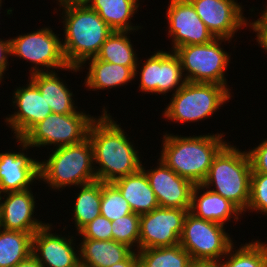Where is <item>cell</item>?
<instances>
[{
  "mask_svg": "<svg viewBox=\"0 0 267 267\" xmlns=\"http://www.w3.org/2000/svg\"><path fill=\"white\" fill-rule=\"evenodd\" d=\"M168 3L165 19L167 37L172 41L171 51L185 45L207 44L215 39L189 0H169Z\"/></svg>",
  "mask_w": 267,
  "mask_h": 267,
  "instance_id": "4fadbf2b",
  "label": "cell"
},
{
  "mask_svg": "<svg viewBox=\"0 0 267 267\" xmlns=\"http://www.w3.org/2000/svg\"><path fill=\"white\" fill-rule=\"evenodd\" d=\"M58 7L67 5L87 4L90 0H55Z\"/></svg>",
  "mask_w": 267,
  "mask_h": 267,
  "instance_id": "60d3db41",
  "label": "cell"
},
{
  "mask_svg": "<svg viewBox=\"0 0 267 267\" xmlns=\"http://www.w3.org/2000/svg\"><path fill=\"white\" fill-rule=\"evenodd\" d=\"M19 150L0 152V194L24 191L39 183V161L28 156L30 150L21 138H15ZM28 150V151H27ZM16 151V152H15ZM26 151V153H25ZM31 185V186H30Z\"/></svg>",
  "mask_w": 267,
  "mask_h": 267,
  "instance_id": "e0dca14e",
  "label": "cell"
},
{
  "mask_svg": "<svg viewBox=\"0 0 267 267\" xmlns=\"http://www.w3.org/2000/svg\"><path fill=\"white\" fill-rule=\"evenodd\" d=\"M252 172L267 174V138L263 139L258 146L248 149Z\"/></svg>",
  "mask_w": 267,
  "mask_h": 267,
  "instance_id": "e575fe53",
  "label": "cell"
},
{
  "mask_svg": "<svg viewBox=\"0 0 267 267\" xmlns=\"http://www.w3.org/2000/svg\"><path fill=\"white\" fill-rule=\"evenodd\" d=\"M133 213L127 200L112 183L101 182L100 214L110 221Z\"/></svg>",
  "mask_w": 267,
  "mask_h": 267,
  "instance_id": "4dcf8cb0",
  "label": "cell"
},
{
  "mask_svg": "<svg viewBox=\"0 0 267 267\" xmlns=\"http://www.w3.org/2000/svg\"><path fill=\"white\" fill-rule=\"evenodd\" d=\"M98 116L78 110L70 114L51 113L35 124L21 139L31 147L47 149L74 145L88 138L89 128Z\"/></svg>",
  "mask_w": 267,
  "mask_h": 267,
  "instance_id": "9c48e42d",
  "label": "cell"
},
{
  "mask_svg": "<svg viewBox=\"0 0 267 267\" xmlns=\"http://www.w3.org/2000/svg\"><path fill=\"white\" fill-rule=\"evenodd\" d=\"M36 201L32 188L0 194V228L31 234L37 232L46 223L35 217Z\"/></svg>",
  "mask_w": 267,
  "mask_h": 267,
  "instance_id": "d6986e66",
  "label": "cell"
},
{
  "mask_svg": "<svg viewBox=\"0 0 267 267\" xmlns=\"http://www.w3.org/2000/svg\"><path fill=\"white\" fill-rule=\"evenodd\" d=\"M249 20V29L251 28L252 31L256 34V42L257 45L262 47V49L267 54V22L260 16L257 20L252 19ZM254 20V22H253Z\"/></svg>",
  "mask_w": 267,
  "mask_h": 267,
  "instance_id": "d590c367",
  "label": "cell"
},
{
  "mask_svg": "<svg viewBox=\"0 0 267 267\" xmlns=\"http://www.w3.org/2000/svg\"><path fill=\"white\" fill-rule=\"evenodd\" d=\"M50 26L29 33H22L11 39V56L29 62V75L38 72H57L61 69L79 72L78 67L66 62L62 48V38L56 35ZM32 63V64H31ZM58 68V69H57Z\"/></svg>",
  "mask_w": 267,
  "mask_h": 267,
  "instance_id": "52a82bcc",
  "label": "cell"
},
{
  "mask_svg": "<svg viewBox=\"0 0 267 267\" xmlns=\"http://www.w3.org/2000/svg\"><path fill=\"white\" fill-rule=\"evenodd\" d=\"M51 152V154H50ZM47 160L39 161V182L55 192L97 180L93 148L89 138L83 142L54 148Z\"/></svg>",
  "mask_w": 267,
  "mask_h": 267,
  "instance_id": "5b68a950",
  "label": "cell"
},
{
  "mask_svg": "<svg viewBox=\"0 0 267 267\" xmlns=\"http://www.w3.org/2000/svg\"><path fill=\"white\" fill-rule=\"evenodd\" d=\"M167 132L161 138L159 158L179 176L202 184L215 156L228 143L225 133L183 136Z\"/></svg>",
  "mask_w": 267,
  "mask_h": 267,
  "instance_id": "7a4b0ae2",
  "label": "cell"
},
{
  "mask_svg": "<svg viewBox=\"0 0 267 267\" xmlns=\"http://www.w3.org/2000/svg\"><path fill=\"white\" fill-rule=\"evenodd\" d=\"M80 188V189H79ZM79 193L75 195L71 216L74 220V230L78 233L85 225L100 216L101 181L96 180L78 186ZM77 196V197H76Z\"/></svg>",
  "mask_w": 267,
  "mask_h": 267,
  "instance_id": "484cf974",
  "label": "cell"
},
{
  "mask_svg": "<svg viewBox=\"0 0 267 267\" xmlns=\"http://www.w3.org/2000/svg\"><path fill=\"white\" fill-rule=\"evenodd\" d=\"M141 0H90L89 5L113 31L136 32L143 27L132 23Z\"/></svg>",
  "mask_w": 267,
  "mask_h": 267,
  "instance_id": "d4e9b609",
  "label": "cell"
},
{
  "mask_svg": "<svg viewBox=\"0 0 267 267\" xmlns=\"http://www.w3.org/2000/svg\"><path fill=\"white\" fill-rule=\"evenodd\" d=\"M156 167L147 169L143 163L141 168L144 170L149 185L155 193L160 207H171L180 209H190L192 190L194 184L176 174L160 158Z\"/></svg>",
  "mask_w": 267,
  "mask_h": 267,
  "instance_id": "ac0fdd59",
  "label": "cell"
},
{
  "mask_svg": "<svg viewBox=\"0 0 267 267\" xmlns=\"http://www.w3.org/2000/svg\"><path fill=\"white\" fill-rule=\"evenodd\" d=\"M226 41L232 40L215 38L207 44L185 45L174 51L180 59L186 82L215 83L232 91L225 77L232 59L222 45Z\"/></svg>",
  "mask_w": 267,
  "mask_h": 267,
  "instance_id": "ba28073f",
  "label": "cell"
},
{
  "mask_svg": "<svg viewBox=\"0 0 267 267\" xmlns=\"http://www.w3.org/2000/svg\"><path fill=\"white\" fill-rule=\"evenodd\" d=\"M33 234L0 228V267H14L32 255Z\"/></svg>",
  "mask_w": 267,
  "mask_h": 267,
  "instance_id": "83f0119b",
  "label": "cell"
},
{
  "mask_svg": "<svg viewBox=\"0 0 267 267\" xmlns=\"http://www.w3.org/2000/svg\"><path fill=\"white\" fill-rule=\"evenodd\" d=\"M260 241L241 243L239 248L234 243L219 261L221 267H267V242Z\"/></svg>",
  "mask_w": 267,
  "mask_h": 267,
  "instance_id": "f1b7e54d",
  "label": "cell"
},
{
  "mask_svg": "<svg viewBox=\"0 0 267 267\" xmlns=\"http://www.w3.org/2000/svg\"><path fill=\"white\" fill-rule=\"evenodd\" d=\"M24 86H17L12 93L13 114L5 117L4 122L11 128L12 139L22 138L35 124L52 113L47 101L37 85L28 77Z\"/></svg>",
  "mask_w": 267,
  "mask_h": 267,
  "instance_id": "9a60e30c",
  "label": "cell"
},
{
  "mask_svg": "<svg viewBox=\"0 0 267 267\" xmlns=\"http://www.w3.org/2000/svg\"><path fill=\"white\" fill-rule=\"evenodd\" d=\"M215 38L233 40L235 33L249 27L244 8L237 0H189Z\"/></svg>",
  "mask_w": 267,
  "mask_h": 267,
  "instance_id": "2e32d148",
  "label": "cell"
},
{
  "mask_svg": "<svg viewBox=\"0 0 267 267\" xmlns=\"http://www.w3.org/2000/svg\"><path fill=\"white\" fill-rule=\"evenodd\" d=\"M111 224L112 221L100 215L85 225L77 235L81 236V239L112 240Z\"/></svg>",
  "mask_w": 267,
  "mask_h": 267,
  "instance_id": "836d02e7",
  "label": "cell"
},
{
  "mask_svg": "<svg viewBox=\"0 0 267 267\" xmlns=\"http://www.w3.org/2000/svg\"><path fill=\"white\" fill-rule=\"evenodd\" d=\"M246 210L267 216V174L252 172L250 200Z\"/></svg>",
  "mask_w": 267,
  "mask_h": 267,
  "instance_id": "d6a6232c",
  "label": "cell"
},
{
  "mask_svg": "<svg viewBox=\"0 0 267 267\" xmlns=\"http://www.w3.org/2000/svg\"><path fill=\"white\" fill-rule=\"evenodd\" d=\"M112 184L127 200L133 213L142 215L159 207L155 193L151 189L142 168L135 173L115 180Z\"/></svg>",
  "mask_w": 267,
  "mask_h": 267,
  "instance_id": "cb8c5ba5",
  "label": "cell"
},
{
  "mask_svg": "<svg viewBox=\"0 0 267 267\" xmlns=\"http://www.w3.org/2000/svg\"><path fill=\"white\" fill-rule=\"evenodd\" d=\"M130 31H113L103 43L96 58L104 62L130 67L134 72L139 58L130 39Z\"/></svg>",
  "mask_w": 267,
  "mask_h": 267,
  "instance_id": "4316f807",
  "label": "cell"
},
{
  "mask_svg": "<svg viewBox=\"0 0 267 267\" xmlns=\"http://www.w3.org/2000/svg\"><path fill=\"white\" fill-rule=\"evenodd\" d=\"M232 92L215 83L186 82L174 94L162 111L169 122L195 123L210 119L212 115L231 100Z\"/></svg>",
  "mask_w": 267,
  "mask_h": 267,
  "instance_id": "8992f818",
  "label": "cell"
},
{
  "mask_svg": "<svg viewBox=\"0 0 267 267\" xmlns=\"http://www.w3.org/2000/svg\"><path fill=\"white\" fill-rule=\"evenodd\" d=\"M1 39L0 38V78L4 80L5 73L9 68L8 59L11 57V39Z\"/></svg>",
  "mask_w": 267,
  "mask_h": 267,
  "instance_id": "8d00e7d4",
  "label": "cell"
},
{
  "mask_svg": "<svg viewBox=\"0 0 267 267\" xmlns=\"http://www.w3.org/2000/svg\"><path fill=\"white\" fill-rule=\"evenodd\" d=\"M251 173L247 150H239L229 141L215 156L202 185L229 200L244 215L250 200Z\"/></svg>",
  "mask_w": 267,
  "mask_h": 267,
  "instance_id": "277c9868",
  "label": "cell"
},
{
  "mask_svg": "<svg viewBox=\"0 0 267 267\" xmlns=\"http://www.w3.org/2000/svg\"><path fill=\"white\" fill-rule=\"evenodd\" d=\"M28 77L37 85L52 113L70 114L79 110L72 89H69L66 81L56 71L38 72Z\"/></svg>",
  "mask_w": 267,
  "mask_h": 267,
  "instance_id": "7402d4cb",
  "label": "cell"
},
{
  "mask_svg": "<svg viewBox=\"0 0 267 267\" xmlns=\"http://www.w3.org/2000/svg\"><path fill=\"white\" fill-rule=\"evenodd\" d=\"M101 112V116L92 122L88 138L93 148L97 180L112 183L137 172L142 165V154L105 106Z\"/></svg>",
  "mask_w": 267,
  "mask_h": 267,
  "instance_id": "6da1fadb",
  "label": "cell"
},
{
  "mask_svg": "<svg viewBox=\"0 0 267 267\" xmlns=\"http://www.w3.org/2000/svg\"><path fill=\"white\" fill-rule=\"evenodd\" d=\"M52 229L53 224L47 222L33 234L32 256L42 267H80L77 233L62 236Z\"/></svg>",
  "mask_w": 267,
  "mask_h": 267,
  "instance_id": "5bb4252c",
  "label": "cell"
},
{
  "mask_svg": "<svg viewBox=\"0 0 267 267\" xmlns=\"http://www.w3.org/2000/svg\"><path fill=\"white\" fill-rule=\"evenodd\" d=\"M85 67L88 71L82 86L88 91L116 89L135 80V72L130 67L104 62L96 57L85 61L79 71L82 72Z\"/></svg>",
  "mask_w": 267,
  "mask_h": 267,
  "instance_id": "44dd1931",
  "label": "cell"
},
{
  "mask_svg": "<svg viewBox=\"0 0 267 267\" xmlns=\"http://www.w3.org/2000/svg\"><path fill=\"white\" fill-rule=\"evenodd\" d=\"M2 2H3V0H0V10H1V8H2Z\"/></svg>",
  "mask_w": 267,
  "mask_h": 267,
  "instance_id": "7bdbcfd3",
  "label": "cell"
},
{
  "mask_svg": "<svg viewBox=\"0 0 267 267\" xmlns=\"http://www.w3.org/2000/svg\"><path fill=\"white\" fill-rule=\"evenodd\" d=\"M188 211L190 209L159 206L140 215L139 250L179 244Z\"/></svg>",
  "mask_w": 267,
  "mask_h": 267,
  "instance_id": "7c38bea8",
  "label": "cell"
},
{
  "mask_svg": "<svg viewBox=\"0 0 267 267\" xmlns=\"http://www.w3.org/2000/svg\"><path fill=\"white\" fill-rule=\"evenodd\" d=\"M190 212L198 218L224 226L232 220L236 224L243 217V213L234 204L202 184L195 185L192 190Z\"/></svg>",
  "mask_w": 267,
  "mask_h": 267,
  "instance_id": "ffe728a7",
  "label": "cell"
},
{
  "mask_svg": "<svg viewBox=\"0 0 267 267\" xmlns=\"http://www.w3.org/2000/svg\"><path fill=\"white\" fill-rule=\"evenodd\" d=\"M110 267H138L137 251H132L124 260L115 263Z\"/></svg>",
  "mask_w": 267,
  "mask_h": 267,
  "instance_id": "74e56055",
  "label": "cell"
},
{
  "mask_svg": "<svg viewBox=\"0 0 267 267\" xmlns=\"http://www.w3.org/2000/svg\"><path fill=\"white\" fill-rule=\"evenodd\" d=\"M79 242L80 267H110L133 251L114 240L81 239Z\"/></svg>",
  "mask_w": 267,
  "mask_h": 267,
  "instance_id": "603a6c76",
  "label": "cell"
},
{
  "mask_svg": "<svg viewBox=\"0 0 267 267\" xmlns=\"http://www.w3.org/2000/svg\"><path fill=\"white\" fill-rule=\"evenodd\" d=\"M267 3H265V6L263 7V10L261 9V12L257 13L258 16H261L266 22H267Z\"/></svg>",
  "mask_w": 267,
  "mask_h": 267,
  "instance_id": "b9f144b4",
  "label": "cell"
},
{
  "mask_svg": "<svg viewBox=\"0 0 267 267\" xmlns=\"http://www.w3.org/2000/svg\"><path fill=\"white\" fill-rule=\"evenodd\" d=\"M140 215L131 213L112 221V240L123 243L133 251L139 250Z\"/></svg>",
  "mask_w": 267,
  "mask_h": 267,
  "instance_id": "1f68e13d",
  "label": "cell"
},
{
  "mask_svg": "<svg viewBox=\"0 0 267 267\" xmlns=\"http://www.w3.org/2000/svg\"><path fill=\"white\" fill-rule=\"evenodd\" d=\"M189 267H221L219 261L214 260H191Z\"/></svg>",
  "mask_w": 267,
  "mask_h": 267,
  "instance_id": "f35d334b",
  "label": "cell"
},
{
  "mask_svg": "<svg viewBox=\"0 0 267 267\" xmlns=\"http://www.w3.org/2000/svg\"><path fill=\"white\" fill-rule=\"evenodd\" d=\"M138 267H189L190 254L180 244L170 247L140 249Z\"/></svg>",
  "mask_w": 267,
  "mask_h": 267,
  "instance_id": "f546056e",
  "label": "cell"
},
{
  "mask_svg": "<svg viewBox=\"0 0 267 267\" xmlns=\"http://www.w3.org/2000/svg\"><path fill=\"white\" fill-rule=\"evenodd\" d=\"M14 267H42L38 261L31 255L29 258L26 260L19 262L16 266Z\"/></svg>",
  "mask_w": 267,
  "mask_h": 267,
  "instance_id": "ab89813d",
  "label": "cell"
},
{
  "mask_svg": "<svg viewBox=\"0 0 267 267\" xmlns=\"http://www.w3.org/2000/svg\"><path fill=\"white\" fill-rule=\"evenodd\" d=\"M154 52L143 63L140 62L141 59L138 60L134 73L135 79L138 80L140 77L138 89L142 93H151L152 95L166 96L167 93L172 91V94H174L186 83L180 59L171 50L163 51L161 49Z\"/></svg>",
  "mask_w": 267,
  "mask_h": 267,
  "instance_id": "8fae6325",
  "label": "cell"
},
{
  "mask_svg": "<svg viewBox=\"0 0 267 267\" xmlns=\"http://www.w3.org/2000/svg\"><path fill=\"white\" fill-rule=\"evenodd\" d=\"M63 24L62 48L66 62L80 67L98 55L103 43L113 30L98 13L87 4L67 5L58 8Z\"/></svg>",
  "mask_w": 267,
  "mask_h": 267,
  "instance_id": "3957f363",
  "label": "cell"
},
{
  "mask_svg": "<svg viewBox=\"0 0 267 267\" xmlns=\"http://www.w3.org/2000/svg\"><path fill=\"white\" fill-rule=\"evenodd\" d=\"M225 229L222 224L198 218L188 211L179 244L192 260L220 261L234 244Z\"/></svg>",
  "mask_w": 267,
  "mask_h": 267,
  "instance_id": "30bf717a",
  "label": "cell"
}]
</instances>
